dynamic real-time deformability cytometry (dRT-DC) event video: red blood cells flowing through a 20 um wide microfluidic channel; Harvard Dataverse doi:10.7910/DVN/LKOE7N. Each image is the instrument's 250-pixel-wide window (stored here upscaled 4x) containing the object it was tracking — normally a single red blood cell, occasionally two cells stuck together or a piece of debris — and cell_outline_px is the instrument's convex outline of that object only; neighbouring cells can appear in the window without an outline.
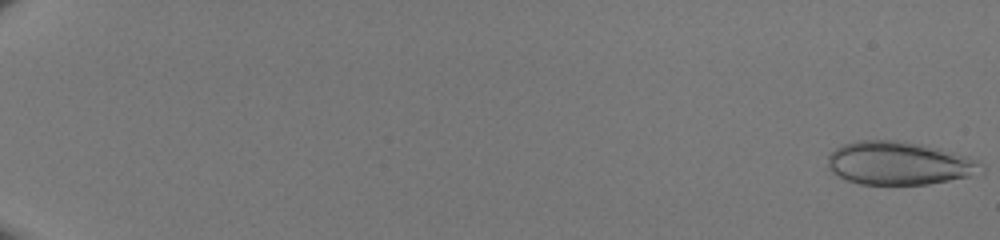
{"species": "human", "species_latin": "Homo sapiens", "temperature_condition": "room temperature", "stored_images_in_passage": 51, "camera_frame_rate_fps": 3000, "um_per_image_px": 0.085, "donor": {"sex": "male"}, "frame": {"image": 1, "passage_image": 1, "time_ms": 0.0, "image_size_px": [1000, 240], "cell_outline_px": [[984, 172], [968, 176], [928, 184], [860, 184], [844, 180], [832, 172], [828, 168], [828, 156], [836, 148], [844, 144], [856, 140], [896, 140], [920, 144], [940, 148], [976, 160], [984, 164]], "centroid_in_image_um": [76.4, 13.87], "position_along_channel_um": 8.6, "area_um2": 38.61}}
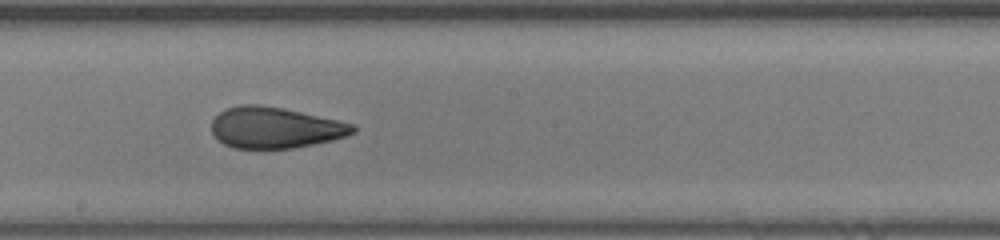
{"frame": {"image": 2, "passage_image": 32, "time_ms": 10.333, "image_size_px": [1000, 240], "cell_outline_px": [[356, 132], [348, 136], [332, 140], [292, 148], [232, 148], [224, 144], [212, 132], [212, 120], [224, 108], [240, 104], [256, 104], [284, 108], [340, 120], [356, 124]], "centroid_in_image_um": [23.41, 10.83], "position_along_channel_um": 224.8, "area_um2": 34.04}}
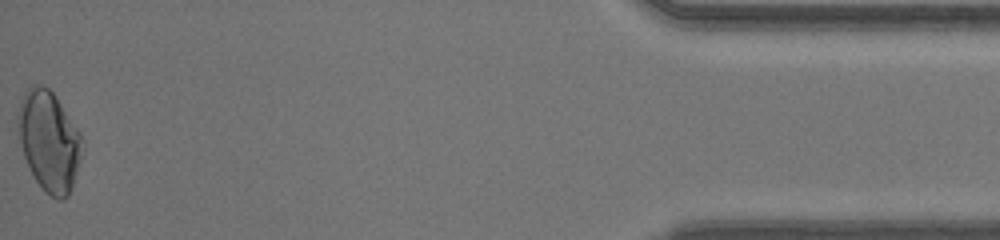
{"frame": {"image": 3, "passage_image": 51, "time_ms": 16.667, "image_size_px": [1000, 240], "cell_outline_px": [[80, 160], [72, 188], [68, 196], [64, 200], [60, 200], [44, 192], [36, 180], [24, 156], [20, 144], [16, 120], [16, 112], [24, 92], [32, 84], [40, 84], [48, 88], [52, 92], [80, 132]], "centroid_in_image_um": [4.13, 11.97], "position_along_channel_um": 431.1, "area_um2": 37.17}}